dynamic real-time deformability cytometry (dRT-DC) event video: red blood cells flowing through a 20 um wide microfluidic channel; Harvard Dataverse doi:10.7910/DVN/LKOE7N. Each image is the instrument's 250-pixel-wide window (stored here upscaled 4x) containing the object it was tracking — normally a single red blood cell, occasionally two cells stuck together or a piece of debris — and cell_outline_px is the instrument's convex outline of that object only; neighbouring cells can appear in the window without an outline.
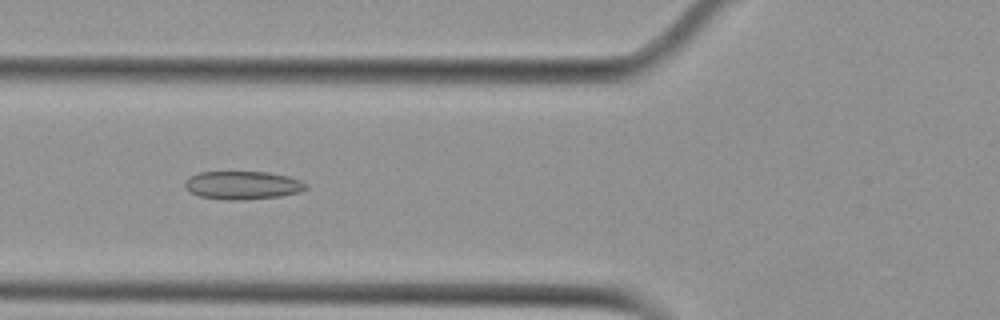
{"species": "Egyptian fruit bat (a non-hibernating species)", "species_latin": "Rousettus aegyptiacus", "temperature_condition": "cold", "stored_images_in_passage": 54, "camera_frame_rate_fps": 3000, "um_per_image_px": 0.085, "animal": {"sex": "female"}, "frame": {"image": 1, "passage_image": 20, "time_ms": 6.333, "image_size_px": [1000, 320], "cell_outline_px": [[308, 188], [300, 192], [280, 196], [244, 200], [228, 200], [200, 196], [188, 192], [184, 184], [188, 176], [200, 172], [268, 172], [288, 176], [300, 180], [308, 184]], "centroid_in_image_um": [20.63, 15.74], "position_along_channel_um": 105.2, "area_um2": 20.06}}
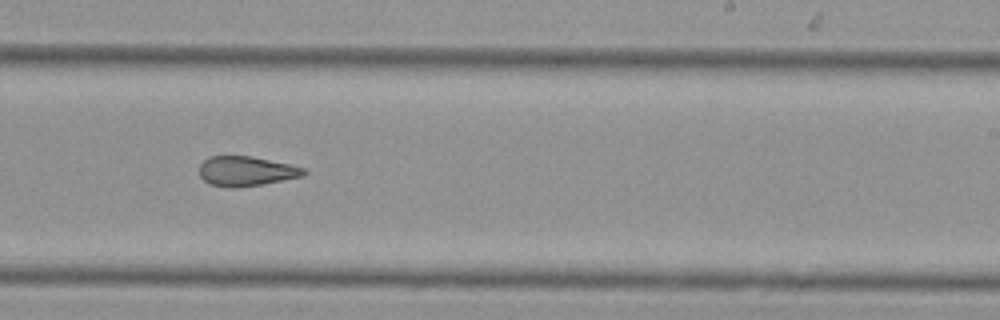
{"frame": {"image": 2, "passage_image": 33, "time_ms": 10.667, "image_size_px": [1000, 320], "cell_outline_px": [[308, 172], [304, 176], [260, 184], [236, 188], [232, 188], [208, 184], [200, 176], [200, 164], [208, 156], [252, 156], [292, 164], [304, 168]], "centroid_in_image_um": [20.93, 14.54], "position_along_channel_um": 268.1, "area_um2": 18.21}}
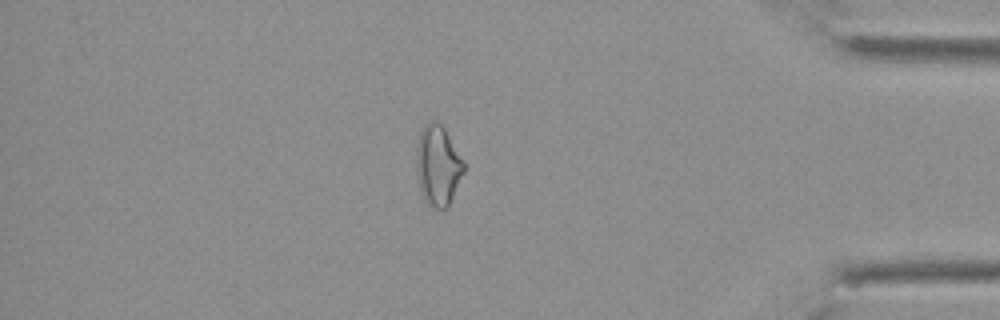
{"frame": {"image": 3, "passage_image": 46, "time_ms": 15.0, "image_size_px": [1000, 320], "cell_outline_px": [[464, 172], [448, 208], [436, 208], [428, 204], [424, 200], [420, 192], [416, 172], [416, 148], [420, 132], [424, 124], [428, 120], [436, 120], [444, 128], [464, 164]], "centroid_in_image_um": [37.19, 14.07], "position_along_channel_um": 398.0, "area_um2": 22.2}, "authors_computed_cell_mechanics": {"area_um2": 21.0681, "velocity_mm_per_s": 3.7753, "shape_relaxation_time_tau1_ms": null, "shape_relaxation_time_tau2_ms": 3.2268, "deformation_change_tau1": null, "deformation_change_tau2": 0.0905}}